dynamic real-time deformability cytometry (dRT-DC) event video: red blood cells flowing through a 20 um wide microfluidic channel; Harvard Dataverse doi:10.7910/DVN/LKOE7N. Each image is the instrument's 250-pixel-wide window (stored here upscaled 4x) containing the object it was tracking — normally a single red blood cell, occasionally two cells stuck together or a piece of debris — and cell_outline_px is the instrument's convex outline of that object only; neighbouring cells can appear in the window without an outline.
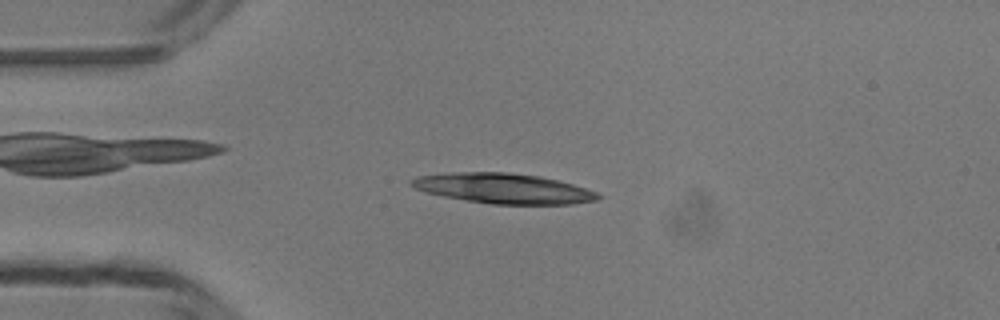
{"species": "common noctule bat (a hibernating species)", "species_latin": "Nyctalus noctula", "temperature_condition": "room temperature", "stored_images_in_passage": 47, "camera_frame_rate_fps": 3000, "um_per_image_px": 0.085, "animal": {"sex": "male", "body_mass_g": 13.3}, "frame": {"image": 1, "passage_image": 11, "time_ms": 3.333, "image_size_px": [1000, 320], "cell_outline_px": [[604, 196], [596, 200], [572, 204], [492, 204], [444, 196], [428, 192], [416, 188], [408, 184], [408, 180], [416, 176], [452, 172], [508, 172], [540, 176], [572, 184], [596, 192]], "centroid_in_image_um": [42.78, 16.01], "position_along_channel_um": 42.2, "area_um2": 32.6}}